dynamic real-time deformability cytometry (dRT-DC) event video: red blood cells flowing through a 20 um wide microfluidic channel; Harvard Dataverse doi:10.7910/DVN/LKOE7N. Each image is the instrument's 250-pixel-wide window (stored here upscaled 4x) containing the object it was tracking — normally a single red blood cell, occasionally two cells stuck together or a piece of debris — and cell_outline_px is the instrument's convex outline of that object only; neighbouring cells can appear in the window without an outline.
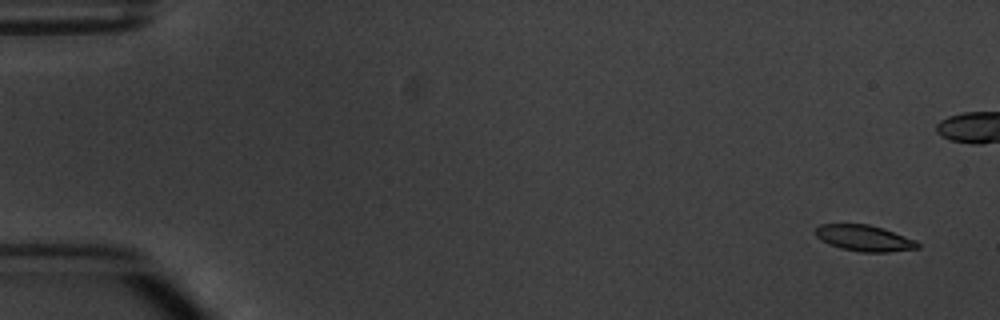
{"species": "common noctule bat (a hibernating species)", "species_latin": "Nyctalus noctula", "temperature_condition": "warm", "stored_images_in_passage": 6, "camera_frame_rate_fps": 3000, "um_per_image_px": 0.085, "animal": {"sex": "male", "body_mass_g": 20.1, "forearm_length_mm": 53.5}, "frame": {"image": 1, "passage_image": 1, "time_ms": 0.0, "image_size_px": [1000, 320], "cell_outline_px": [[920, 248], [888, 252], [860, 252], [840, 248], [828, 244], [820, 240], [812, 232], [820, 224], [868, 224], [884, 228], [916, 240], [920, 244]], "centroid_in_image_um": [73.44, 20.24], "position_along_channel_um": 11.6, "area_um2": 15.78}}